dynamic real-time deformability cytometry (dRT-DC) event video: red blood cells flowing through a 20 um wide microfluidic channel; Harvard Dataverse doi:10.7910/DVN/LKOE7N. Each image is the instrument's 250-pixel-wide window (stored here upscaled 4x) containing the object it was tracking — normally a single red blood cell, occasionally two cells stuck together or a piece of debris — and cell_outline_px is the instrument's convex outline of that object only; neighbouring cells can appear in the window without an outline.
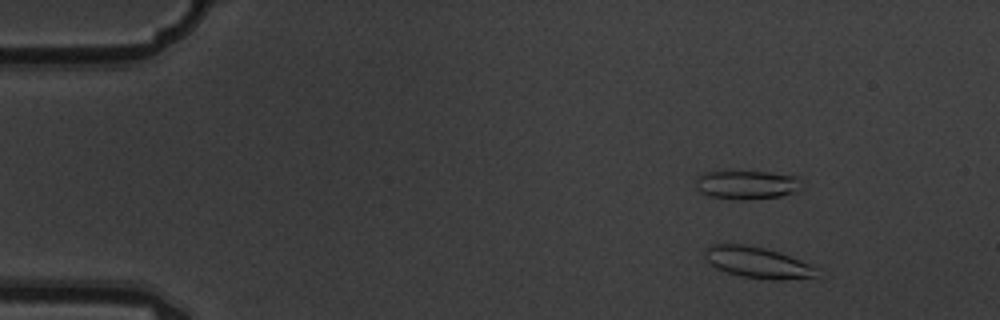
{"species": "common noctule bat (a hibernating species)", "species_latin": "Nyctalus noctula", "temperature_condition": "warm", "stored_images_in_passage": 5, "camera_frame_rate_fps": 3000, "um_per_image_px": 0.085, "animal": {"sex": "male", "body_mass_g": 19.5, "forearm_length_mm": 54.6}, "frame": {"image": 1, "passage_image": 1, "time_ms": 0.0, "image_size_px": [1000, 320], "cell_outline_px": [[816, 268], [812, 276], [776, 280], [744, 276], [728, 272], [716, 268], [704, 256], [704, 248], [712, 244], [744, 244], [764, 248], [780, 252], [808, 264]], "centroid_in_image_um": [64.29, 22.28], "position_along_channel_um": 20.7, "area_um2": 19.59}}